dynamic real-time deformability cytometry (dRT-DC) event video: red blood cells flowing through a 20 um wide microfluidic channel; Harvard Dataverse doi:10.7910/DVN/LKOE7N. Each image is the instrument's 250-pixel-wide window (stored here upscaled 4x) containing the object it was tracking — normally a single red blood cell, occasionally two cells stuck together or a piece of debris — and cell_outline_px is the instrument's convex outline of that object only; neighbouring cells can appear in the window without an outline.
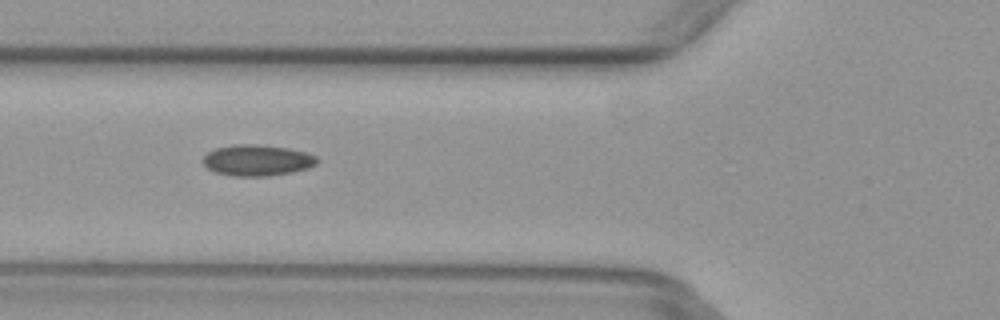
{"species": "common noctule bat (a hibernating species)", "species_latin": "Nyctalus noctula", "temperature_condition": "warm", "stored_images_in_passage": 6, "camera_frame_rate_fps": 3000, "um_per_image_px": 0.085, "animal": {"sex": "female", "body_mass_g": 29.2, "forearm_length_mm": 56.3}, "frame": {"image": 1, "passage_image": 4, "time_ms": 1.0, "image_size_px": [1000, 320], "cell_outline_px": [[320, 160], [316, 164], [308, 168], [292, 172], [268, 176], [232, 176], [216, 172], [208, 168], [200, 160], [208, 152], [216, 148], [232, 144], [260, 144], [288, 148], [304, 152], [316, 156]], "centroid_in_image_um": [21.85, 13.62], "position_along_channel_um": 103.9, "area_um2": 20.81}}
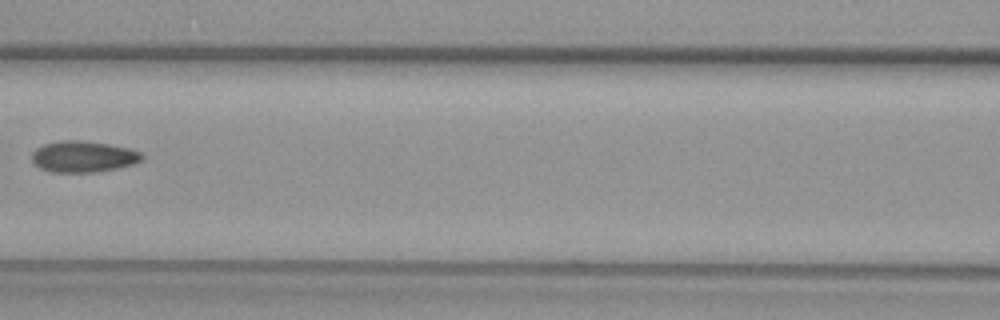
{"frame": {"image": 2, "passage_image": 5, "time_ms": 1.333, "image_size_px": [1000, 320], "cell_outline_px": [[144, 156], [140, 160], [132, 164], [116, 168], [96, 172], [52, 172], [40, 168], [32, 164], [32, 152], [36, 148], [44, 144], [64, 140], [80, 140], [108, 144], [128, 148], [140, 152]], "centroid_in_image_um": [7.03, 13.31], "position_along_channel_um": 159.6, "area_um2": 19.94}}